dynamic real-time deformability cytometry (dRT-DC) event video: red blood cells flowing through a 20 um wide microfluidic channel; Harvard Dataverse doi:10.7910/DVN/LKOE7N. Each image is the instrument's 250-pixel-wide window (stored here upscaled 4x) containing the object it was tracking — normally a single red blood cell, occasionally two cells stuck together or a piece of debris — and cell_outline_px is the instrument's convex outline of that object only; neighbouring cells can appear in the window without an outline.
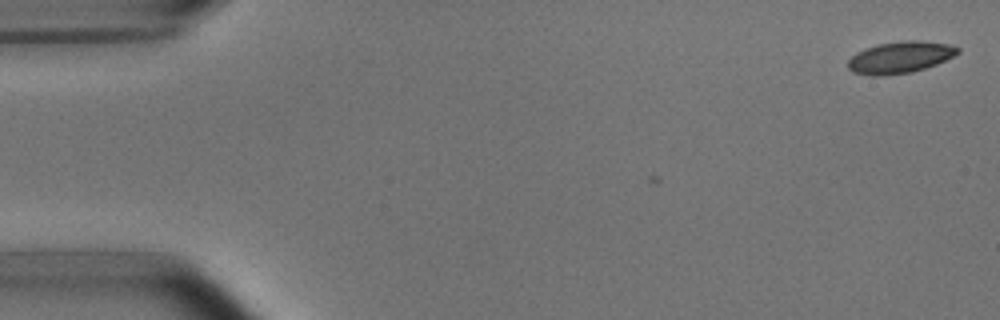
{"species": "common noctule bat (a hibernating species)", "species_latin": "Nyctalus noctula", "temperature_condition": "room temperature", "stored_images_in_passage": 4, "camera_frame_rate_fps": 3000, "um_per_image_px": 0.085, "animal": {"sex": "male", "body_mass_g": 15.6}, "frame": {"image": 1, "passage_image": 1, "time_ms": 0.0, "image_size_px": [1000, 320], "cell_outline_px": [[960, 52], [936, 64], [912, 72], [880, 76], [872, 76], [852, 72], [848, 68], [848, 60], [856, 52], [864, 48], [880, 44], [908, 40], [920, 40], [948, 44], [960, 48]], "centroid_in_image_um": [76.48, 4.88], "position_along_channel_um": 8.5, "area_um2": 20.17}}